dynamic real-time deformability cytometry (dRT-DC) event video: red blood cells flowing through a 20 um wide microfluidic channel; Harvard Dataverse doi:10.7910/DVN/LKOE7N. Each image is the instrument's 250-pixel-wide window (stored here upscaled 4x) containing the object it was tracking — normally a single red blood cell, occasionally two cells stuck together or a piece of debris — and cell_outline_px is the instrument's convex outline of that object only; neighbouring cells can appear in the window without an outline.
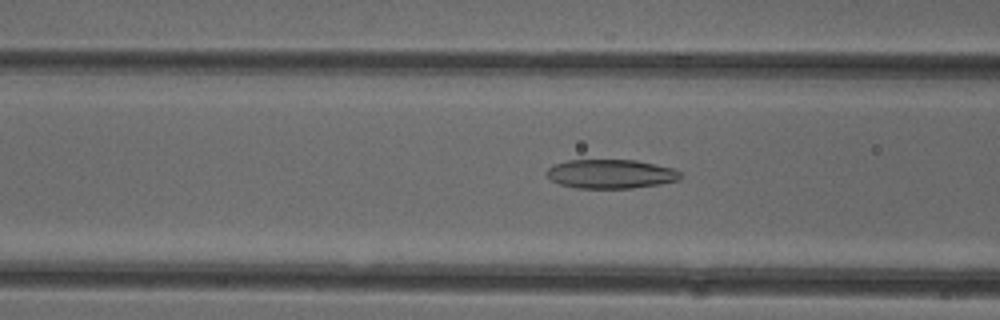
{"species": "common noctule bat (a hibernating species)", "species_latin": "Nyctalus noctula", "temperature_condition": "cold", "stored_images_in_passage": 35, "camera_frame_rate_fps": 3000, "um_per_image_px": 0.085, "animal": {"sex": "female"}, "frame": {"image": 1, "passage_image": 4, "time_ms": 1.0, "image_size_px": [1000, 320], "cell_outline_px": [[680, 180], [660, 184], [632, 188], [576, 188], [560, 184], [552, 180], [548, 176], [548, 168], [552, 164], [568, 160], [636, 160], [672, 168], [680, 172]], "centroid_in_image_um": [51.91, 14.78], "position_along_channel_um": 114.7, "area_um2": 22.54}}
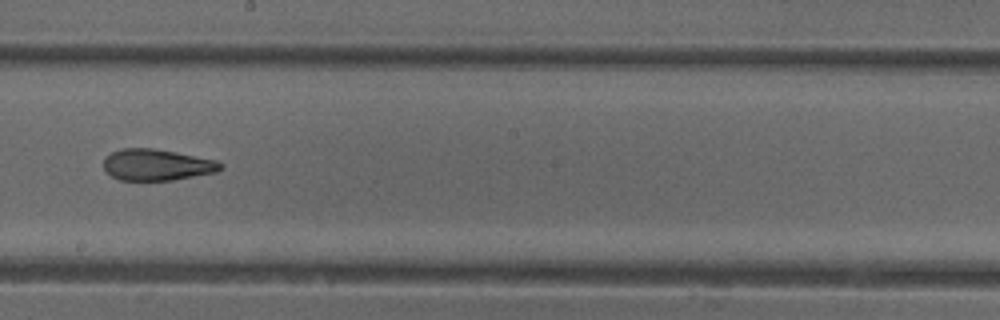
{"frame": {"image": 2, "passage_image": 13, "time_ms": 4.0, "image_size_px": [1000, 320], "cell_outline_px": [[224, 168], [216, 172], [172, 180], [120, 180], [112, 176], [104, 168], [104, 156], [120, 148], [152, 148], [176, 152], [216, 160], [224, 164]], "centroid_in_image_um": [13.34, 14.0], "position_along_channel_um": 234.9, "area_um2": 21.39}}
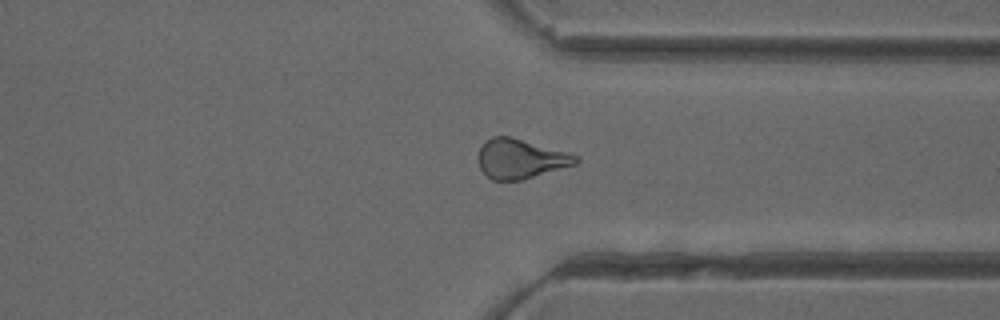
{"frame": {"image": 3, "passage_image": 23, "time_ms": 7.333, "image_size_px": [1000, 320], "cell_outline_px": [[580, 160], [576, 164], [520, 180], [492, 180], [480, 168], [480, 148], [492, 136], [512, 136], [568, 152], [580, 156]], "centroid_in_image_um": [44.29, 13.48], "position_along_channel_um": 367.1, "area_um2": 22.2}}